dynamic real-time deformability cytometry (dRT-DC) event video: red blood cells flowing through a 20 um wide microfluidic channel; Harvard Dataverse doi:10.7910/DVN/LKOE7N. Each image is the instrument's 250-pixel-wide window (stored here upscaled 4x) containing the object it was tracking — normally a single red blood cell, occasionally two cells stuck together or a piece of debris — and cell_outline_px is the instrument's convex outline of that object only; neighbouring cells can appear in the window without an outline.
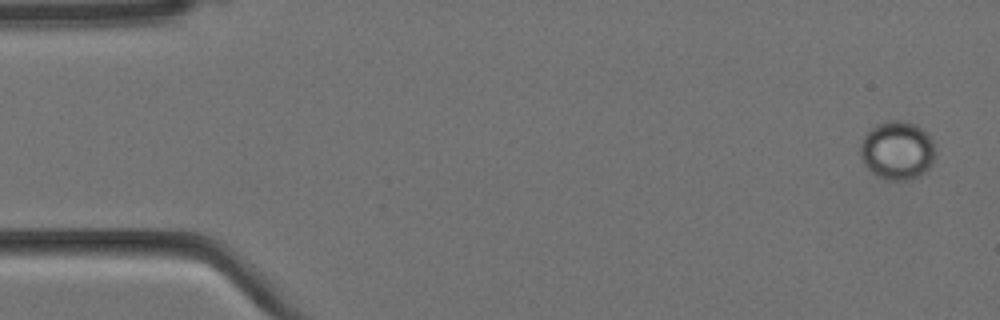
{"species": "Egyptian fruit bat (a non-hibernating species)", "species_latin": "Rousettus aegyptiacus", "temperature_condition": "cold", "stored_images_in_passage": 5, "camera_frame_rate_fps": 3000, "um_per_image_px": 0.085, "animal": {"sex": "female"}, "frame": {"image": 1, "passage_image": 1, "time_ms": 0.0, "image_size_px": [1000, 320], "cell_outline_px": [[936, 152], [932, 164], [920, 176], [912, 180], [884, 180], [876, 176], [864, 164], [860, 156], [860, 144], [864, 136], [876, 124], [888, 120], [904, 120], [916, 124], [932, 140]], "centroid_in_image_um": [76.26, 12.8], "position_along_channel_um": 8.7, "area_um2": 25.84}}
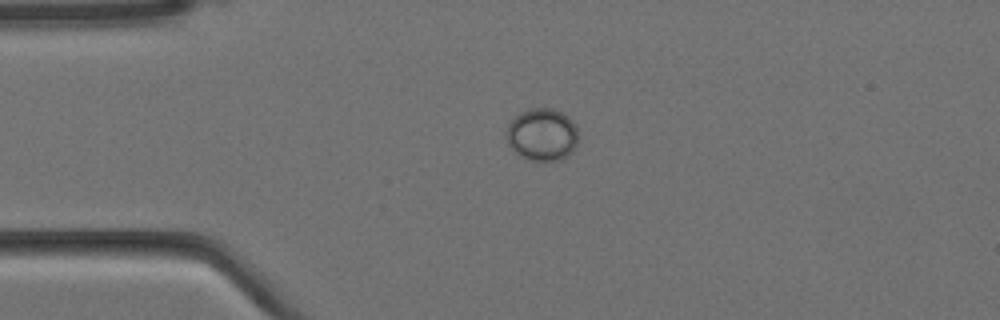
{"frame": {"image": 2, "passage_image": 4, "time_ms": 1.0, "image_size_px": [1000, 320], "cell_outline_px": [[576, 148], [564, 160], [544, 164], [528, 160], [512, 152], [504, 136], [504, 132], [508, 124], [520, 112], [528, 108], [552, 108], [564, 112], [576, 124]], "centroid_in_image_um": [46.05, 11.49], "position_along_channel_um": 38.9, "area_um2": 23.06}}